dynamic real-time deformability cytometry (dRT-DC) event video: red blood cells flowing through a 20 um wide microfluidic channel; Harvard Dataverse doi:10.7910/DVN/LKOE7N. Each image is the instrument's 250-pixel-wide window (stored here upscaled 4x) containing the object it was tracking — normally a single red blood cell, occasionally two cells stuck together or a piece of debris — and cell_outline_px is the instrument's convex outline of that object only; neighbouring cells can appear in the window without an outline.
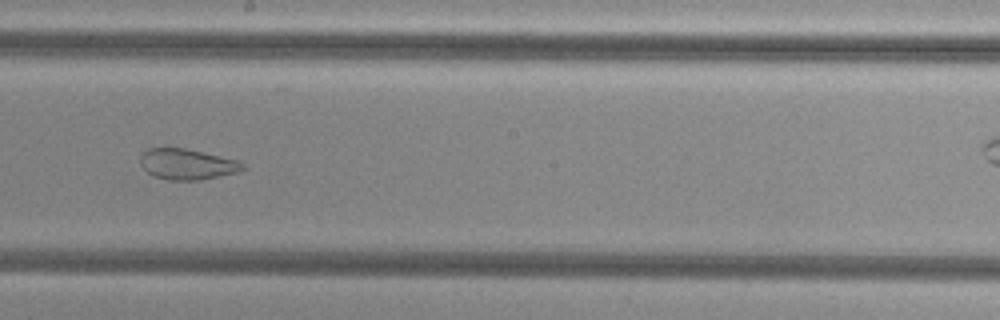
{"species": "common noctule bat (a hibernating species)", "species_latin": "Nyctalus noctula", "temperature_condition": "cold", "stored_images_in_passage": 53, "camera_frame_rate_fps": 3000, "um_per_image_px": 0.085, "animal": {"sex": "female", "body_mass_g": 29.2, "forearm_length_mm": 56.3}, "frame": {"image": 1, "passage_image": 29, "time_ms": 9.333, "image_size_px": [1000, 320], "cell_outline_px": [[248, 168], [240, 172], [200, 180], [168, 180], [156, 176], [148, 172], [140, 164], [140, 156], [148, 148], [184, 148], [240, 160]], "centroid_in_image_um": [15.97, 13.96], "position_along_channel_um": 232.2, "area_um2": 18.44}}
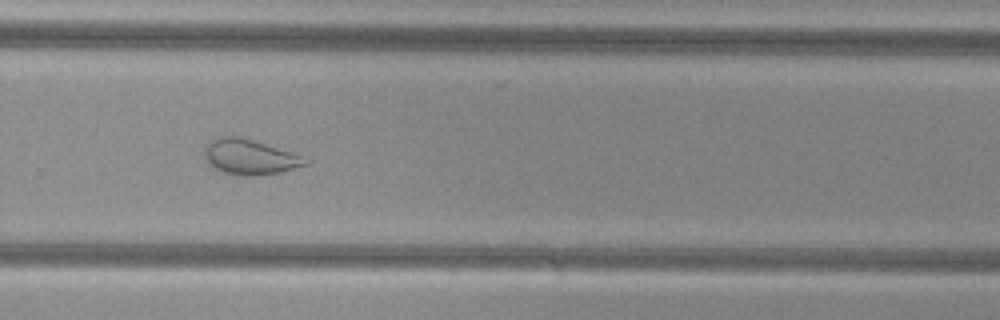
{"frame": {"image": 2, "passage_image": 35, "time_ms": 11.333, "image_size_px": [1000, 320], "cell_outline_px": [[312, 160], [308, 164], [280, 172], [256, 176], [240, 176], [220, 172], [212, 168], [204, 156], [204, 148], [208, 140], [220, 136], [240, 136], [292, 152]], "centroid_in_image_um": [21.2, 13.34], "position_along_channel_um": 308.6, "area_um2": 21.1}}
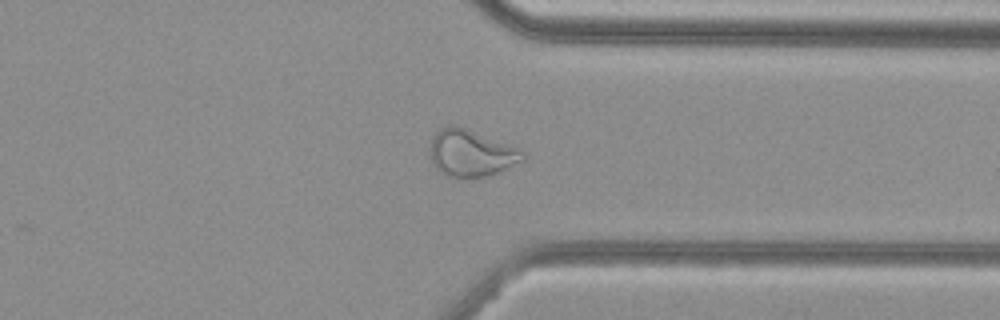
{"frame": {"image": 3, "passage_image": 40, "time_ms": 13.0, "image_size_px": [1000, 320], "cell_outline_px": [[524, 160], [488, 176], [448, 176], [440, 172], [432, 164], [432, 136], [440, 128], [448, 124], [456, 124], [520, 148], [524, 152]], "centroid_in_image_um": [40.05, 12.98], "position_along_channel_um": 371.4, "area_um2": 25.03}, "authors_computed_cell_mechanics": {"area_um2": 28.611, "velocity_mm_per_s": 3.8168, "shape_relaxation_time_tau1_ms": null, "shape_relaxation_time_tau2_ms": 1.2617, "deformation_change_tau1": null, "deformation_change_tau2": 0.0733}}